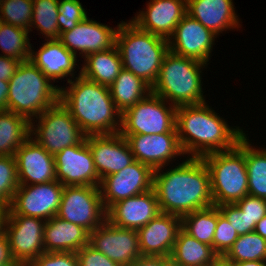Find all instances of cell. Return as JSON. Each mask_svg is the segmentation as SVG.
<instances>
[{
    "instance_id": "obj_7",
    "label": "cell",
    "mask_w": 266,
    "mask_h": 266,
    "mask_svg": "<svg viewBox=\"0 0 266 266\" xmlns=\"http://www.w3.org/2000/svg\"><path fill=\"white\" fill-rule=\"evenodd\" d=\"M210 172L211 195L215 206L234 204L248 195L245 135L227 151L202 157Z\"/></svg>"
},
{
    "instance_id": "obj_45",
    "label": "cell",
    "mask_w": 266,
    "mask_h": 266,
    "mask_svg": "<svg viewBox=\"0 0 266 266\" xmlns=\"http://www.w3.org/2000/svg\"><path fill=\"white\" fill-rule=\"evenodd\" d=\"M129 266H171V260L170 257L166 256L142 255Z\"/></svg>"
},
{
    "instance_id": "obj_50",
    "label": "cell",
    "mask_w": 266,
    "mask_h": 266,
    "mask_svg": "<svg viewBox=\"0 0 266 266\" xmlns=\"http://www.w3.org/2000/svg\"><path fill=\"white\" fill-rule=\"evenodd\" d=\"M254 232L266 240V216L256 224Z\"/></svg>"
},
{
    "instance_id": "obj_1",
    "label": "cell",
    "mask_w": 266,
    "mask_h": 266,
    "mask_svg": "<svg viewBox=\"0 0 266 266\" xmlns=\"http://www.w3.org/2000/svg\"><path fill=\"white\" fill-rule=\"evenodd\" d=\"M153 173V189L160 211L184 216L214 205L210 172L202 158L188 157L175 168Z\"/></svg>"
},
{
    "instance_id": "obj_37",
    "label": "cell",
    "mask_w": 266,
    "mask_h": 266,
    "mask_svg": "<svg viewBox=\"0 0 266 266\" xmlns=\"http://www.w3.org/2000/svg\"><path fill=\"white\" fill-rule=\"evenodd\" d=\"M19 187L14 156H0V204L10 207Z\"/></svg>"
},
{
    "instance_id": "obj_30",
    "label": "cell",
    "mask_w": 266,
    "mask_h": 266,
    "mask_svg": "<svg viewBox=\"0 0 266 266\" xmlns=\"http://www.w3.org/2000/svg\"><path fill=\"white\" fill-rule=\"evenodd\" d=\"M30 137V122L12 111H0V156H14Z\"/></svg>"
},
{
    "instance_id": "obj_42",
    "label": "cell",
    "mask_w": 266,
    "mask_h": 266,
    "mask_svg": "<svg viewBox=\"0 0 266 266\" xmlns=\"http://www.w3.org/2000/svg\"><path fill=\"white\" fill-rule=\"evenodd\" d=\"M219 211L230 222L233 229L236 230L238 235L250 233V220L245 214H242L240 208L234 204H223L217 206Z\"/></svg>"
},
{
    "instance_id": "obj_31",
    "label": "cell",
    "mask_w": 266,
    "mask_h": 266,
    "mask_svg": "<svg viewBox=\"0 0 266 266\" xmlns=\"http://www.w3.org/2000/svg\"><path fill=\"white\" fill-rule=\"evenodd\" d=\"M218 222V207L213 205L181 217V228L201 243L213 247Z\"/></svg>"
},
{
    "instance_id": "obj_24",
    "label": "cell",
    "mask_w": 266,
    "mask_h": 266,
    "mask_svg": "<svg viewBox=\"0 0 266 266\" xmlns=\"http://www.w3.org/2000/svg\"><path fill=\"white\" fill-rule=\"evenodd\" d=\"M232 0H187V14L217 36L225 29L239 28Z\"/></svg>"
},
{
    "instance_id": "obj_14",
    "label": "cell",
    "mask_w": 266,
    "mask_h": 266,
    "mask_svg": "<svg viewBox=\"0 0 266 266\" xmlns=\"http://www.w3.org/2000/svg\"><path fill=\"white\" fill-rule=\"evenodd\" d=\"M89 245L120 266H129L142 256L137 230L120 228L107 219L89 233Z\"/></svg>"
},
{
    "instance_id": "obj_35",
    "label": "cell",
    "mask_w": 266,
    "mask_h": 266,
    "mask_svg": "<svg viewBox=\"0 0 266 266\" xmlns=\"http://www.w3.org/2000/svg\"><path fill=\"white\" fill-rule=\"evenodd\" d=\"M58 3L59 0H33L30 31L35 27L47 40H59Z\"/></svg>"
},
{
    "instance_id": "obj_25",
    "label": "cell",
    "mask_w": 266,
    "mask_h": 266,
    "mask_svg": "<svg viewBox=\"0 0 266 266\" xmlns=\"http://www.w3.org/2000/svg\"><path fill=\"white\" fill-rule=\"evenodd\" d=\"M46 41L36 53L31 46L29 61L53 82L69 76L74 79V68L78 66L77 56L65 48L59 40Z\"/></svg>"
},
{
    "instance_id": "obj_43",
    "label": "cell",
    "mask_w": 266,
    "mask_h": 266,
    "mask_svg": "<svg viewBox=\"0 0 266 266\" xmlns=\"http://www.w3.org/2000/svg\"><path fill=\"white\" fill-rule=\"evenodd\" d=\"M78 266H120L89 244L76 252Z\"/></svg>"
},
{
    "instance_id": "obj_28",
    "label": "cell",
    "mask_w": 266,
    "mask_h": 266,
    "mask_svg": "<svg viewBox=\"0 0 266 266\" xmlns=\"http://www.w3.org/2000/svg\"><path fill=\"white\" fill-rule=\"evenodd\" d=\"M81 67V75L93 82L110 86L123 69L117 46L102 52L88 54Z\"/></svg>"
},
{
    "instance_id": "obj_36",
    "label": "cell",
    "mask_w": 266,
    "mask_h": 266,
    "mask_svg": "<svg viewBox=\"0 0 266 266\" xmlns=\"http://www.w3.org/2000/svg\"><path fill=\"white\" fill-rule=\"evenodd\" d=\"M33 0H4L0 4V19L9 25L30 30Z\"/></svg>"
},
{
    "instance_id": "obj_34",
    "label": "cell",
    "mask_w": 266,
    "mask_h": 266,
    "mask_svg": "<svg viewBox=\"0 0 266 266\" xmlns=\"http://www.w3.org/2000/svg\"><path fill=\"white\" fill-rule=\"evenodd\" d=\"M29 32V30L3 23L0 29V49L3 56L20 62L28 61L31 53Z\"/></svg>"
},
{
    "instance_id": "obj_21",
    "label": "cell",
    "mask_w": 266,
    "mask_h": 266,
    "mask_svg": "<svg viewBox=\"0 0 266 266\" xmlns=\"http://www.w3.org/2000/svg\"><path fill=\"white\" fill-rule=\"evenodd\" d=\"M160 213L157 195L151 189L113 204L107 210V220L120 228L138 230Z\"/></svg>"
},
{
    "instance_id": "obj_13",
    "label": "cell",
    "mask_w": 266,
    "mask_h": 266,
    "mask_svg": "<svg viewBox=\"0 0 266 266\" xmlns=\"http://www.w3.org/2000/svg\"><path fill=\"white\" fill-rule=\"evenodd\" d=\"M46 221L24 215H7L5 233L11 257L30 264L44 249V226Z\"/></svg>"
},
{
    "instance_id": "obj_6",
    "label": "cell",
    "mask_w": 266,
    "mask_h": 266,
    "mask_svg": "<svg viewBox=\"0 0 266 266\" xmlns=\"http://www.w3.org/2000/svg\"><path fill=\"white\" fill-rule=\"evenodd\" d=\"M205 65L208 64L169 51L151 92L170 101L175 107L202 104L205 99L200 73Z\"/></svg>"
},
{
    "instance_id": "obj_53",
    "label": "cell",
    "mask_w": 266,
    "mask_h": 266,
    "mask_svg": "<svg viewBox=\"0 0 266 266\" xmlns=\"http://www.w3.org/2000/svg\"><path fill=\"white\" fill-rule=\"evenodd\" d=\"M3 23L4 22L0 19V29H1Z\"/></svg>"
},
{
    "instance_id": "obj_33",
    "label": "cell",
    "mask_w": 266,
    "mask_h": 266,
    "mask_svg": "<svg viewBox=\"0 0 266 266\" xmlns=\"http://www.w3.org/2000/svg\"><path fill=\"white\" fill-rule=\"evenodd\" d=\"M266 260V240L256 232L239 235L229 251L221 258L222 263Z\"/></svg>"
},
{
    "instance_id": "obj_5",
    "label": "cell",
    "mask_w": 266,
    "mask_h": 266,
    "mask_svg": "<svg viewBox=\"0 0 266 266\" xmlns=\"http://www.w3.org/2000/svg\"><path fill=\"white\" fill-rule=\"evenodd\" d=\"M51 82L31 61L21 62L9 80L7 110L34 121L59 102L60 87Z\"/></svg>"
},
{
    "instance_id": "obj_46",
    "label": "cell",
    "mask_w": 266,
    "mask_h": 266,
    "mask_svg": "<svg viewBox=\"0 0 266 266\" xmlns=\"http://www.w3.org/2000/svg\"><path fill=\"white\" fill-rule=\"evenodd\" d=\"M12 259L9 249V243L7 239V235L4 232L0 235V264L4 262H8Z\"/></svg>"
},
{
    "instance_id": "obj_52",
    "label": "cell",
    "mask_w": 266,
    "mask_h": 266,
    "mask_svg": "<svg viewBox=\"0 0 266 266\" xmlns=\"http://www.w3.org/2000/svg\"><path fill=\"white\" fill-rule=\"evenodd\" d=\"M217 266H227V265H225L222 262H220Z\"/></svg>"
},
{
    "instance_id": "obj_26",
    "label": "cell",
    "mask_w": 266,
    "mask_h": 266,
    "mask_svg": "<svg viewBox=\"0 0 266 266\" xmlns=\"http://www.w3.org/2000/svg\"><path fill=\"white\" fill-rule=\"evenodd\" d=\"M89 244V232L57 216L44 226L45 252H77Z\"/></svg>"
},
{
    "instance_id": "obj_4",
    "label": "cell",
    "mask_w": 266,
    "mask_h": 266,
    "mask_svg": "<svg viewBox=\"0 0 266 266\" xmlns=\"http://www.w3.org/2000/svg\"><path fill=\"white\" fill-rule=\"evenodd\" d=\"M115 45L123 69L131 71L152 88L169 52L168 39L142 30L132 21H122L118 24Z\"/></svg>"
},
{
    "instance_id": "obj_3",
    "label": "cell",
    "mask_w": 266,
    "mask_h": 266,
    "mask_svg": "<svg viewBox=\"0 0 266 266\" xmlns=\"http://www.w3.org/2000/svg\"><path fill=\"white\" fill-rule=\"evenodd\" d=\"M74 80L68 78L70 87H60L59 102L80 129L86 135L119 133L122 113L116 108L109 87L84 78L81 71Z\"/></svg>"
},
{
    "instance_id": "obj_44",
    "label": "cell",
    "mask_w": 266,
    "mask_h": 266,
    "mask_svg": "<svg viewBox=\"0 0 266 266\" xmlns=\"http://www.w3.org/2000/svg\"><path fill=\"white\" fill-rule=\"evenodd\" d=\"M21 62L11 57L0 55V80L9 81Z\"/></svg>"
},
{
    "instance_id": "obj_8",
    "label": "cell",
    "mask_w": 266,
    "mask_h": 266,
    "mask_svg": "<svg viewBox=\"0 0 266 266\" xmlns=\"http://www.w3.org/2000/svg\"><path fill=\"white\" fill-rule=\"evenodd\" d=\"M153 92L126 109L121 116V135L177 133L174 105ZM167 106V107H166Z\"/></svg>"
},
{
    "instance_id": "obj_20",
    "label": "cell",
    "mask_w": 266,
    "mask_h": 266,
    "mask_svg": "<svg viewBox=\"0 0 266 266\" xmlns=\"http://www.w3.org/2000/svg\"><path fill=\"white\" fill-rule=\"evenodd\" d=\"M14 157L19 185L42 184L56 180L54 155L48 153L31 136L17 149Z\"/></svg>"
},
{
    "instance_id": "obj_48",
    "label": "cell",
    "mask_w": 266,
    "mask_h": 266,
    "mask_svg": "<svg viewBox=\"0 0 266 266\" xmlns=\"http://www.w3.org/2000/svg\"><path fill=\"white\" fill-rule=\"evenodd\" d=\"M227 266H266V260L241 261L236 263H223Z\"/></svg>"
},
{
    "instance_id": "obj_22",
    "label": "cell",
    "mask_w": 266,
    "mask_h": 266,
    "mask_svg": "<svg viewBox=\"0 0 266 266\" xmlns=\"http://www.w3.org/2000/svg\"><path fill=\"white\" fill-rule=\"evenodd\" d=\"M180 229V216L161 212L137 230L141 254L170 257Z\"/></svg>"
},
{
    "instance_id": "obj_40",
    "label": "cell",
    "mask_w": 266,
    "mask_h": 266,
    "mask_svg": "<svg viewBox=\"0 0 266 266\" xmlns=\"http://www.w3.org/2000/svg\"><path fill=\"white\" fill-rule=\"evenodd\" d=\"M235 204L250 220V233L254 232L256 224L266 216V199L247 195Z\"/></svg>"
},
{
    "instance_id": "obj_23",
    "label": "cell",
    "mask_w": 266,
    "mask_h": 266,
    "mask_svg": "<svg viewBox=\"0 0 266 266\" xmlns=\"http://www.w3.org/2000/svg\"><path fill=\"white\" fill-rule=\"evenodd\" d=\"M131 21L140 29L168 39L187 14V0H150Z\"/></svg>"
},
{
    "instance_id": "obj_32",
    "label": "cell",
    "mask_w": 266,
    "mask_h": 266,
    "mask_svg": "<svg viewBox=\"0 0 266 266\" xmlns=\"http://www.w3.org/2000/svg\"><path fill=\"white\" fill-rule=\"evenodd\" d=\"M245 134L248 195L266 199V149L252 147Z\"/></svg>"
},
{
    "instance_id": "obj_11",
    "label": "cell",
    "mask_w": 266,
    "mask_h": 266,
    "mask_svg": "<svg viewBox=\"0 0 266 266\" xmlns=\"http://www.w3.org/2000/svg\"><path fill=\"white\" fill-rule=\"evenodd\" d=\"M64 186L57 180L19 185L7 215H24L45 221L57 216Z\"/></svg>"
},
{
    "instance_id": "obj_17",
    "label": "cell",
    "mask_w": 266,
    "mask_h": 266,
    "mask_svg": "<svg viewBox=\"0 0 266 266\" xmlns=\"http://www.w3.org/2000/svg\"><path fill=\"white\" fill-rule=\"evenodd\" d=\"M86 140L100 181L135 161L125 137L120 133L86 135Z\"/></svg>"
},
{
    "instance_id": "obj_51",
    "label": "cell",
    "mask_w": 266,
    "mask_h": 266,
    "mask_svg": "<svg viewBox=\"0 0 266 266\" xmlns=\"http://www.w3.org/2000/svg\"><path fill=\"white\" fill-rule=\"evenodd\" d=\"M0 266H28V264H26V263H24L22 261L15 260V259L12 258L8 262L1 263Z\"/></svg>"
},
{
    "instance_id": "obj_47",
    "label": "cell",
    "mask_w": 266,
    "mask_h": 266,
    "mask_svg": "<svg viewBox=\"0 0 266 266\" xmlns=\"http://www.w3.org/2000/svg\"><path fill=\"white\" fill-rule=\"evenodd\" d=\"M8 93L9 81L0 80V111L7 110Z\"/></svg>"
},
{
    "instance_id": "obj_27",
    "label": "cell",
    "mask_w": 266,
    "mask_h": 266,
    "mask_svg": "<svg viewBox=\"0 0 266 266\" xmlns=\"http://www.w3.org/2000/svg\"><path fill=\"white\" fill-rule=\"evenodd\" d=\"M170 260L171 266H217L221 262L212 246L201 243L182 228L178 232Z\"/></svg>"
},
{
    "instance_id": "obj_15",
    "label": "cell",
    "mask_w": 266,
    "mask_h": 266,
    "mask_svg": "<svg viewBox=\"0 0 266 266\" xmlns=\"http://www.w3.org/2000/svg\"><path fill=\"white\" fill-rule=\"evenodd\" d=\"M56 180L63 186H100L86 138L54 155Z\"/></svg>"
},
{
    "instance_id": "obj_49",
    "label": "cell",
    "mask_w": 266,
    "mask_h": 266,
    "mask_svg": "<svg viewBox=\"0 0 266 266\" xmlns=\"http://www.w3.org/2000/svg\"><path fill=\"white\" fill-rule=\"evenodd\" d=\"M9 208L0 204V235L5 232V223Z\"/></svg>"
},
{
    "instance_id": "obj_16",
    "label": "cell",
    "mask_w": 266,
    "mask_h": 266,
    "mask_svg": "<svg viewBox=\"0 0 266 266\" xmlns=\"http://www.w3.org/2000/svg\"><path fill=\"white\" fill-rule=\"evenodd\" d=\"M216 37L211 30L186 14L168 38L169 51L207 64Z\"/></svg>"
},
{
    "instance_id": "obj_9",
    "label": "cell",
    "mask_w": 266,
    "mask_h": 266,
    "mask_svg": "<svg viewBox=\"0 0 266 266\" xmlns=\"http://www.w3.org/2000/svg\"><path fill=\"white\" fill-rule=\"evenodd\" d=\"M36 119L37 125L30 122V136L52 155L80 144L86 138L71 113L60 102L46 109Z\"/></svg>"
},
{
    "instance_id": "obj_12",
    "label": "cell",
    "mask_w": 266,
    "mask_h": 266,
    "mask_svg": "<svg viewBox=\"0 0 266 266\" xmlns=\"http://www.w3.org/2000/svg\"><path fill=\"white\" fill-rule=\"evenodd\" d=\"M153 173L149 165L135 160L119 172L104 177L99 188L105 210L120 200L153 189Z\"/></svg>"
},
{
    "instance_id": "obj_19",
    "label": "cell",
    "mask_w": 266,
    "mask_h": 266,
    "mask_svg": "<svg viewBox=\"0 0 266 266\" xmlns=\"http://www.w3.org/2000/svg\"><path fill=\"white\" fill-rule=\"evenodd\" d=\"M117 30L118 26L113 29L87 16L72 30L61 33L59 41L75 56L78 50L82 58H85L90 53L102 52L114 47Z\"/></svg>"
},
{
    "instance_id": "obj_10",
    "label": "cell",
    "mask_w": 266,
    "mask_h": 266,
    "mask_svg": "<svg viewBox=\"0 0 266 266\" xmlns=\"http://www.w3.org/2000/svg\"><path fill=\"white\" fill-rule=\"evenodd\" d=\"M57 217L94 231L107 219L99 186H64Z\"/></svg>"
},
{
    "instance_id": "obj_2",
    "label": "cell",
    "mask_w": 266,
    "mask_h": 266,
    "mask_svg": "<svg viewBox=\"0 0 266 266\" xmlns=\"http://www.w3.org/2000/svg\"><path fill=\"white\" fill-rule=\"evenodd\" d=\"M206 102L176 109V129L184 154L203 156L234 148L245 135L240 127H230Z\"/></svg>"
},
{
    "instance_id": "obj_18",
    "label": "cell",
    "mask_w": 266,
    "mask_h": 266,
    "mask_svg": "<svg viewBox=\"0 0 266 266\" xmlns=\"http://www.w3.org/2000/svg\"><path fill=\"white\" fill-rule=\"evenodd\" d=\"M135 160L149 165L153 170L164 167L177 156L185 155L178 133L122 135Z\"/></svg>"
},
{
    "instance_id": "obj_29",
    "label": "cell",
    "mask_w": 266,
    "mask_h": 266,
    "mask_svg": "<svg viewBox=\"0 0 266 266\" xmlns=\"http://www.w3.org/2000/svg\"><path fill=\"white\" fill-rule=\"evenodd\" d=\"M109 91L116 108L123 113L151 93V87L131 71L122 69Z\"/></svg>"
},
{
    "instance_id": "obj_41",
    "label": "cell",
    "mask_w": 266,
    "mask_h": 266,
    "mask_svg": "<svg viewBox=\"0 0 266 266\" xmlns=\"http://www.w3.org/2000/svg\"><path fill=\"white\" fill-rule=\"evenodd\" d=\"M28 266H78L76 252H44Z\"/></svg>"
},
{
    "instance_id": "obj_38",
    "label": "cell",
    "mask_w": 266,
    "mask_h": 266,
    "mask_svg": "<svg viewBox=\"0 0 266 266\" xmlns=\"http://www.w3.org/2000/svg\"><path fill=\"white\" fill-rule=\"evenodd\" d=\"M57 11L59 34L72 30L87 17V12L79 0H59Z\"/></svg>"
},
{
    "instance_id": "obj_39",
    "label": "cell",
    "mask_w": 266,
    "mask_h": 266,
    "mask_svg": "<svg viewBox=\"0 0 266 266\" xmlns=\"http://www.w3.org/2000/svg\"><path fill=\"white\" fill-rule=\"evenodd\" d=\"M239 237L230 222L218 209V222L213 236V249L222 258Z\"/></svg>"
}]
</instances>
